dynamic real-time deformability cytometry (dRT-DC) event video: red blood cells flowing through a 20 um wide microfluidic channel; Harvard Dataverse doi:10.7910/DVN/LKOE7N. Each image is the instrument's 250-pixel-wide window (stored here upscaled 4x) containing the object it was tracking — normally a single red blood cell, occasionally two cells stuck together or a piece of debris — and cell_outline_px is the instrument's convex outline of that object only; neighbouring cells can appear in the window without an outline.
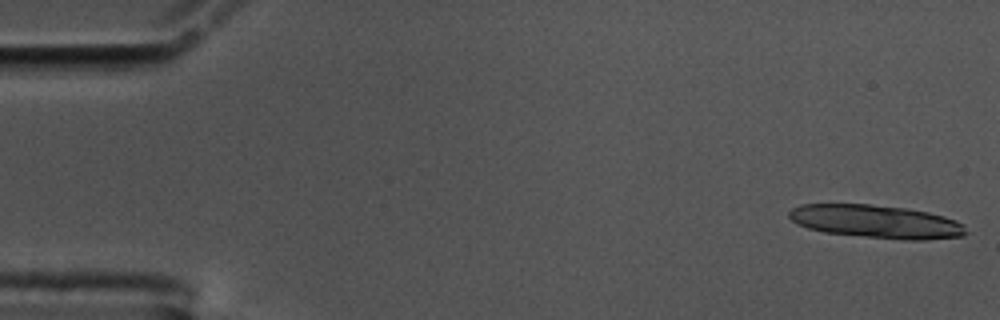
{"species": "common noctule bat (a hibernating species)", "species_latin": "Nyctalus noctula", "temperature_condition": "cold", "stored_images_in_passage": 14, "camera_frame_rate_fps": 3000, "um_per_image_px": 0.085, "animal": {"sex": "male", "body_mass_g": 17.5, "forearm_length_mm": 52.3}, "frame": {"image": 1, "passage_image": 1, "time_ms": 0.0, "image_size_px": [1000, 320], "cell_outline_px": [[968, 232], [964, 236], [924, 240], [904, 240], [824, 232], [808, 228], [796, 224], [788, 216], [788, 212], [792, 208], [800, 204], [872, 204], [904, 208], [928, 212], [944, 216], [956, 220], [964, 224]], "centroid_in_image_um": [74.49, 18.83], "position_along_channel_um": 10.5, "area_um2": 34.33}}